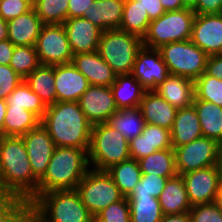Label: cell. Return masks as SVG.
Listing matches in <instances>:
<instances>
[{"mask_svg":"<svg viewBox=\"0 0 222 222\" xmlns=\"http://www.w3.org/2000/svg\"><path fill=\"white\" fill-rule=\"evenodd\" d=\"M38 180L33 176L21 136L0 137V196L32 203L37 198Z\"/></svg>","mask_w":222,"mask_h":222,"instance_id":"1","label":"cell"},{"mask_svg":"<svg viewBox=\"0 0 222 222\" xmlns=\"http://www.w3.org/2000/svg\"><path fill=\"white\" fill-rule=\"evenodd\" d=\"M41 124L56 147L89 150L92 124L81 110L79 102H56L47 106Z\"/></svg>","mask_w":222,"mask_h":222,"instance_id":"2","label":"cell"},{"mask_svg":"<svg viewBox=\"0 0 222 222\" xmlns=\"http://www.w3.org/2000/svg\"><path fill=\"white\" fill-rule=\"evenodd\" d=\"M89 169L88 150L56 147L45 174L38 181L37 197L53 190H76Z\"/></svg>","mask_w":222,"mask_h":222,"instance_id":"3","label":"cell"},{"mask_svg":"<svg viewBox=\"0 0 222 222\" xmlns=\"http://www.w3.org/2000/svg\"><path fill=\"white\" fill-rule=\"evenodd\" d=\"M35 222H94L76 190H53L32 202Z\"/></svg>","mask_w":222,"mask_h":222,"instance_id":"4","label":"cell"},{"mask_svg":"<svg viewBox=\"0 0 222 222\" xmlns=\"http://www.w3.org/2000/svg\"><path fill=\"white\" fill-rule=\"evenodd\" d=\"M130 159L129 140L108 122L92 125L88 160L91 168L106 171Z\"/></svg>","mask_w":222,"mask_h":222,"instance_id":"5","label":"cell"},{"mask_svg":"<svg viewBox=\"0 0 222 222\" xmlns=\"http://www.w3.org/2000/svg\"><path fill=\"white\" fill-rule=\"evenodd\" d=\"M143 47L142 38L121 29L102 31L97 52L115 74L132 73L138 51Z\"/></svg>","mask_w":222,"mask_h":222,"instance_id":"6","label":"cell"},{"mask_svg":"<svg viewBox=\"0 0 222 222\" xmlns=\"http://www.w3.org/2000/svg\"><path fill=\"white\" fill-rule=\"evenodd\" d=\"M195 12L191 8L166 11L149 24L142 38L143 46L159 49L165 44L186 41L191 38Z\"/></svg>","mask_w":222,"mask_h":222,"instance_id":"7","label":"cell"},{"mask_svg":"<svg viewBox=\"0 0 222 222\" xmlns=\"http://www.w3.org/2000/svg\"><path fill=\"white\" fill-rule=\"evenodd\" d=\"M158 50L170 74L195 81L206 71L209 56L190 39L165 44Z\"/></svg>","mask_w":222,"mask_h":222,"instance_id":"8","label":"cell"},{"mask_svg":"<svg viewBox=\"0 0 222 222\" xmlns=\"http://www.w3.org/2000/svg\"><path fill=\"white\" fill-rule=\"evenodd\" d=\"M76 191L82 203L95 217L110 204L124 198L106 171L90 168L78 184Z\"/></svg>","mask_w":222,"mask_h":222,"instance_id":"9","label":"cell"},{"mask_svg":"<svg viewBox=\"0 0 222 222\" xmlns=\"http://www.w3.org/2000/svg\"><path fill=\"white\" fill-rule=\"evenodd\" d=\"M220 144L210 138L200 137L174 148L178 175L218 165Z\"/></svg>","mask_w":222,"mask_h":222,"instance_id":"10","label":"cell"},{"mask_svg":"<svg viewBox=\"0 0 222 222\" xmlns=\"http://www.w3.org/2000/svg\"><path fill=\"white\" fill-rule=\"evenodd\" d=\"M35 49L41 65H61L71 63L73 54L63 24H44Z\"/></svg>","mask_w":222,"mask_h":222,"instance_id":"11","label":"cell"},{"mask_svg":"<svg viewBox=\"0 0 222 222\" xmlns=\"http://www.w3.org/2000/svg\"><path fill=\"white\" fill-rule=\"evenodd\" d=\"M181 176L192 206L214 202L222 183L219 165L193 170Z\"/></svg>","mask_w":222,"mask_h":222,"instance_id":"12","label":"cell"},{"mask_svg":"<svg viewBox=\"0 0 222 222\" xmlns=\"http://www.w3.org/2000/svg\"><path fill=\"white\" fill-rule=\"evenodd\" d=\"M169 74L158 49L143 46L138 51L131 75L146 91L155 90Z\"/></svg>","mask_w":222,"mask_h":222,"instance_id":"13","label":"cell"},{"mask_svg":"<svg viewBox=\"0 0 222 222\" xmlns=\"http://www.w3.org/2000/svg\"><path fill=\"white\" fill-rule=\"evenodd\" d=\"M78 102L92 125L108 122L118 111L110 86L90 85Z\"/></svg>","mask_w":222,"mask_h":222,"instance_id":"14","label":"cell"},{"mask_svg":"<svg viewBox=\"0 0 222 222\" xmlns=\"http://www.w3.org/2000/svg\"><path fill=\"white\" fill-rule=\"evenodd\" d=\"M21 137L26 146L33 176L39 181L45 174L56 148L54 141L41 123Z\"/></svg>","mask_w":222,"mask_h":222,"instance_id":"15","label":"cell"},{"mask_svg":"<svg viewBox=\"0 0 222 222\" xmlns=\"http://www.w3.org/2000/svg\"><path fill=\"white\" fill-rule=\"evenodd\" d=\"M190 40L208 56L222 53V13L195 14Z\"/></svg>","mask_w":222,"mask_h":222,"instance_id":"16","label":"cell"},{"mask_svg":"<svg viewBox=\"0 0 222 222\" xmlns=\"http://www.w3.org/2000/svg\"><path fill=\"white\" fill-rule=\"evenodd\" d=\"M54 78L57 102H78L81 95L90 86L86 77L77 70L72 62L55 65Z\"/></svg>","mask_w":222,"mask_h":222,"instance_id":"17","label":"cell"},{"mask_svg":"<svg viewBox=\"0 0 222 222\" xmlns=\"http://www.w3.org/2000/svg\"><path fill=\"white\" fill-rule=\"evenodd\" d=\"M63 26L73 55L97 51L102 34L100 28L84 17L67 19Z\"/></svg>","mask_w":222,"mask_h":222,"instance_id":"18","label":"cell"},{"mask_svg":"<svg viewBox=\"0 0 222 222\" xmlns=\"http://www.w3.org/2000/svg\"><path fill=\"white\" fill-rule=\"evenodd\" d=\"M129 148L130 158L137 161L156 151L173 148L171 130L145 124L141 135L129 141Z\"/></svg>","mask_w":222,"mask_h":222,"instance_id":"19","label":"cell"},{"mask_svg":"<svg viewBox=\"0 0 222 222\" xmlns=\"http://www.w3.org/2000/svg\"><path fill=\"white\" fill-rule=\"evenodd\" d=\"M73 65L93 86H111L117 75L97 51L74 54Z\"/></svg>","mask_w":222,"mask_h":222,"instance_id":"20","label":"cell"},{"mask_svg":"<svg viewBox=\"0 0 222 222\" xmlns=\"http://www.w3.org/2000/svg\"><path fill=\"white\" fill-rule=\"evenodd\" d=\"M139 109L146 124H153L171 130L177 109L156 91H145Z\"/></svg>","mask_w":222,"mask_h":222,"instance_id":"21","label":"cell"},{"mask_svg":"<svg viewBox=\"0 0 222 222\" xmlns=\"http://www.w3.org/2000/svg\"><path fill=\"white\" fill-rule=\"evenodd\" d=\"M8 40L14 46H35L44 25L34 8L7 21Z\"/></svg>","mask_w":222,"mask_h":222,"instance_id":"22","label":"cell"},{"mask_svg":"<svg viewBox=\"0 0 222 222\" xmlns=\"http://www.w3.org/2000/svg\"><path fill=\"white\" fill-rule=\"evenodd\" d=\"M125 0H95L83 17L102 31L119 29Z\"/></svg>","mask_w":222,"mask_h":222,"instance_id":"23","label":"cell"},{"mask_svg":"<svg viewBox=\"0 0 222 222\" xmlns=\"http://www.w3.org/2000/svg\"><path fill=\"white\" fill-rule=\"evenodd\" d=\"M202 136L201 125L194 105L177 109L171 129L173 149L188 144Z\"/></svg>","mask_w":222,"mask_h":222,"instance_id":"24","label":"cell"},{"mask_svg":"<svg viewBox=\"0 0 222 222\" xmlns=\"http://www.w3.org/2000/svg\"><path fill=\"white\" fill-rule=\"evenodd\" d=\"M154 91L176 109L192 105L195 97L194 81L174 74H169Z\"/></svg>","mask_w":222,"mask_h":222,"instance_id":"25","label":"cell"},{"mask_svg":"<svg viewBox=\"0 0 222 222\" xmlns=\"http://www.w3.org/2000/svg\"><path fill=\"white\" fill-rule=\"evenodd\" d=\"M163 215L183 214L189 212L190 204L186 187L181 175L167 180L163 191L158 197Z\"/></svg>","mask_w":222,"mask_h":222,"instance_id":"26","label":"cell"},{"mask_svg":"<svg viewBox=\"0 0 222 222\" xmlns=\"http://www.w3.org/2000/svg\"><path fill=\"white\" fill-rule=\"evenodd\" d=\"M110 88L118 110L139 107L146 91L131 74L118 75Z\"/></svg>","mask_w":222,"mask_h":222,"instance_id":"27","label":"cell"},{"mask_svg":"<svg viewBox=\"0 0 222 222\" xmlns=\"http://www.w3.org/2000/svg\"><path fill=\"white\" fill-rule=\"evenodd\" d=\"M193 105L198 114L203 136L222 145V107L199 99H194Z\"/></svg>","mask_w":222,"mask_h":222,"instance_id":"28","label":"cell"},{"mask_svg":"<svg viewBox=\"0 0 222 222\" xmlns=\"http://www.w3.org/2000/svg\"><path fill=\"white\" fill-rule=\"evenodd\" d=\"M24 81L46 106L57 102V94L54 86V66L40 64Z\"/></svg>","mask_w":222,"mask_h":222,"instance_id":"29","label":"cell"},{"mask_svg":"<svg viewBox=\"0 0 222 222\" xmlns=\"http://www.w3.org/2000/svg\"><path fill=\"white\" fill-rule=\"evenodd\" d=\"M138 162L142 174H155L168 179L178 175L173 148L156 151Z\"/></svg>","mask_w":222,"mask_h":222,"instance_id":"30","label":"cell"},{"mask_svg":"<svg viewBox=\"0 0 222 222\" xmlns=\"http://www.w3.org/2000/svg\"><path fill=\"white\" fill-rule=\"evenodd\" d=\"M41 123V119L24 108L7 107L3 136H22Z\"/></svg>","mask_w":222,"mask_h":222,"instance_id":"31","label":"cell"},{"mask_svg":"<svg viewBox=\"0 0 222 222\" xmlns=\"http://www.w3.org/2000/svg\"><path fill=\"white\" fill-rule=\"evenodd\" d=\"M106 172L124 197H128L132 193L142 175L139 162L131 158L113 165Z\"/></svg>","mask_w":222,"mask_h":222,"instance_id":"32","label":"cell"},{"mask_svg":"<svg viewBox=\"0 0 222 222\" xmlns=\"http://www.w3.org/2000/svg\"><path fill=\"white\" fill-rule=\"evenodd\" d=\"M108 123L129 141L141 135L146 124L139 107L119 109Z\"/></svg>","mask_w":222,"mask_h":222,"instance_id":"33","label":"cell"},{"mask_svg":"<svg viewBox=\"0 0 222 222\" xmlns=\"http://www.w3.org/2000/svg\"><path fill=\"white\" fill-rule=\"evenodd\" d=\"M151 20L137 0H125L123 16L120 24L121 30L143 38L148 30Z\"/></svg>","mask_w":222,"mask_h":222,"instance_id":"34","label":"cell"},{"mask_svg":"<svg viewBox=\"0 0 222 222\" xmlns=\"http://www.w3.org/2000/svg\"><path fill=\"white\" fill-rule=\"evenodd\" d=\"M131 222H160L163 213L158 198L152 196H128Z\"/></svg>","mask_w":222,"mask_h":222,"instance_id":"35","label":"cell"},{"mask_svg":"<svg viewBox=\"0 0 222 222\" xmlns=\"http://www.w3.org/2000/svg\"><path fill=\"white\" fill-rule=\"evenodd\" d=\"M0 222H35L32 203L16 197L0 196Z\"/></svg>","mask_w":222,"mask_h":222,"instance_id":"36","label":"cell"},{"mask_svg":"<svg viewBox=\"0 0 222 222\" xmlns=\"http://www.w3.org/2000/svg\"><path fill=\"white\" fill-rule=\"evenodd\" d=\"M7 107L24 108L43 118L47 106L23 80L6 99Z\"/></svg>","mask_w":222,"mask_h":222,"instance_id":"37","label":"cell"},{"mask_svg":"<svg viewBox=\"0 0 222 222\" xmlns=\"http://www.w3.org/2000/svg\"><path fill=\"white\" fill-rule=\"evenodd\" d=\"M68 4L69 0H36L32 7L44 24H63Z\"/></svg>","mask_w":222,"mask_h":222,"instance_id":"38","label":"cell"},{"mask_svg":"<svg viewBox=\"0 0 222 222\" xmlns=\"http://www.w3.org/2000/svg\"><path fill=\"white\" fill-rule=\"evenodd\" d=\"M194 99L212 102L222 107V80L204 72L194 81Z\"/></svg>","mask_w":222,"mask_h":222,"instance_id":"39","label":"cell"},{"mask_svg":"<svg viewBox=\"0 0 222 222\" xmlns=\"http://www.w3.org/2000/svg\"><path fill=\"white\" fill-rule=\"evenodd\" d=\"M40 65L35 46H14L10 66L23 79Z\"/></svg>","mask_w":222,"mask_h":222,"instance_id":"40","label":"cell"},{"mask_svg":"<svg viewBox=\"0 0 222 222\" xmlns=\"http://www.w3.org/2000/svg\"><path fill=\"white\" fill-rule=\"evenodd\" d=\"M168 178L155 174H142L129 196H152L158 198L163 191Z\"/></svg>","mask_w":222,"mask_h":222,"instance_id":"41","label":"cell"},{"mask_svg":"<svg viewBox=\"0 0 222 222\" xmlns=\"http://www.w3.org/2000/svg\"><path fill=\"white\" fill-rule=\"evenodd\" d=\"M94 222H131L127 197L110 204L107 208L100 211L94 217Z\"/></svg>","mask_w":222,"mask_h":222,"instance_id":"42","label":"cell"},{"mask_svg":"<svg viewBox=\"0 0 222 222\" xmlns=\"http://www.w3.org/2000/svg\"><path fill=\"white\" fill-rule=\"evenodd\" d=\"M189 215L191 222H222V212L214 202L193 205Z\"/></svg>","mask_w":222,"mask_h":222,"instance_id":"43","label":"cell"},{"mask_svg":"<svg viewBox=\"0 0 222 222\" xmlns=\"http://www.w3.org/2000/svg\"><path fill=\"white\" fill-rule=\"evenodd\" d=\"M23 80L10 65H0V99L6 100Z\"/></svg>","mask_w":222,"mask_h":222,"instance_id":"44","label":"cell"},{"mask_svg":"<svg viewBox=\"0 0 222 222\" xmlns=\"http://www.w3.org/2000/svg\"><path fill=\"white\" fill-rule=\"evenodd\" d=\"M32 5L26 0H0V16L9 21L26 13Z\"/></svg>","mask_w":222,"mask_h":222,"instance_id":"45","label":"cell"},{"mask_svg":"<svg viewBox=\"0 0 222 222\" xmlns=\"http://www.w3.org/2000/svg\"><path fill=\"white\" fill-rule=\"evenodd\" d=\"M192 10L195 14H221L222 0H199Z\"/></svg>","mask_w":222,"mask_h":222,"instance_id":"46","label":"cell"},{"mask_svg":"<svg viewBox=\"0 0 222 222\" xmlns=\"http://www.w3.org/2000/svg\"><path fill=\"white\" fill-rule=\"evenodd\" d=\"M95 0H69L67 19L83 17V13L92 6Z\"/></svg>","mask_w":222,"mask_h":222,"instance_id":"47","label":"cell"},{"mask_svg":"<svg viewBox=\"0 0 222 222\" xmlns=\"http://www.w3.org/2000/svg\"><path fill=\"white\" fill-rule=\"evenodd\" d=\"M138 4L147 11L149 19H158L165 13V10L160 3V0H137Z\"/></svg>","mask_w":222,"mask_h":222,"instance_id":"48","label":"cell"},{"mask_svg":"<svg viewBox=\"0 0 222 222\" xmlns=\"http://www.w3.org/2000/svg\"><path fill=\"white\" fill-rule=\"evenodd\" d=\"M205 72L212 77L222 80V53L208 57Z\"/></svg>","mask_w":222,"mask_h":222,"instance_id":"49","label":"cell"},{"mask_svg":"<svg viewBox=\"0 0 222 222\" xmlns=\"http://www.w3.org/2000/svg\"><path fill=\"white\" fill-rule=\"evenodd\" d=\"M14 45L7 39L0 42V65H10Z\"/></svg>","mask_w":222,"mask_h":222,"instance_id":"50","label":"cell"},{"mask_svg":"<svg viewBox=\"0 0 222 222\" xmlns=\"http://www.w3.org/2000/svg\"><path fill=\"white\" fill-rule=\"evenodd\" d=\"M160 3L162 4L165 12L186 8L184 0H160Z\"/></svg>","mask_w":222,"mask_h":222,"instance_id":"51","label":"cell"},{"mask_svg":"<svg viewBox=\"0 0 222 222\" xmlns=\"http://www.w3.org/2000/svg\"><path fill=\"white\" fill-rule=\"evenodd\" d=\"M160 222H191L189 212L183 214L163 215Z\"/></svg>","mask_w":222,"mask_h":222,"instance_id":"52","label":"cell"},{"mask_svg":"<svg viewBox=\"0 0 222 222\" xmlns=\"http://www.w3.org/2000/svg\"><path fill=\"white\" fill-rule=\"evenodd\" d=\"M7 110L6 100L0 99V137L3 136L4 117Z\"/></svg>","mask_w":222,"mask_h":222,"instance_id":"53","label":"cell"},{"mask_svg":"<svg viewBox=\"0 0 222 222\" xmlns=\"http://www.w3.org/2000/svg\"><path fill=\"white\" fill-rule=\"evenodd\" d=\"M8 39V25L7 21H5L0 16V42Z\"/></svg>","mask_w":222,"mask_h":222,"instance_id":"54","label":"cell"},{"mask_svg":"<svg viewBox=\"0 0 222 222\" xmlns=\"http://www.w3.org/2000/svg\"><path fill=\"white\" fill-rule=\"evenodd\" d=\"M214 204L218 207V209L222 212V183L219 187V191L215 197Z\"/></svg>","mask_w":222,"mask_h":222,"instance_id":"55","label":"cell"},{"mask_svg":"<svg viewBox=\"0 0 222 222\" xmlns=\"http://www.w3.org/2000/svg\"><path fill=\"white\" fill-rule=\"evenodd\" d=\"M199 0H184L185 7L193 9L197 4Z\"/></svg>","mask_w":222,"mask_h":222,"instance_id":"56","label":"cell"},{"mask_svg":"<svg viewBox=\"0 0 222 222\" xmlns=\"http://www.w3.org/2000/svg\"><path fill=\"white\" fill-rule=\"evenodd\" d=\"M218 165H219V169H220V172H221V178H222V145L220 146Z\"/></svg>","mask_w":222,"mask_h":222,"instance_id":"57","label":"cell"},{"mask_svg":"<svg viewBox=\"0 0 222 222\" xmlns=\"http://www.w3.org/2000/svg\"><path fill=\"white\" fill-rule=\"evenodd\" d=\"M26 1H28L33 6L36 0H26Z\"/></svg>","mask_w":222,"mask_h":222,"instance_id":"58","label":"cell"}]
</instances>
